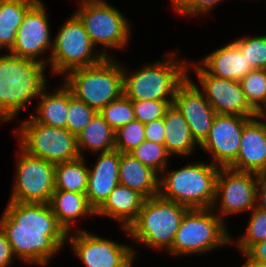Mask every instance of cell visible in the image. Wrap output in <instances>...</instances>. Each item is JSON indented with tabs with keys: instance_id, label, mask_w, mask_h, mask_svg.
<instances>
[{
	"instance_id": "obj_1",
	"label": "cell",
	"mask_w": 266,
	"mask_h": 267,
	"mask_svg": "<svg viewBox=\"0 0 266 267\" xmlns=\"http://www.w3.org/2000/svg\"><path fill=\"white\" fill-rule=\"evenodd\" d=\"M0 219L13 255L30 264L47 265L68 235L48 203L9 201Z\"/></svg>"
},
{
	"instance_id": "obj_2",
	"label": "cell",
	"mask_w": 266,
	"mask_h": 267,
	"mask_svg": "<svg viewBox=\"0 0 266 267\" xmlns=\"http://www.w3.org/2000/svg\"><path fill=\"white\" fill-rule=\"evenodd\" d=\"M47 65L12 54L0 56V121H10L46 87Z\"/></svg>"
},
{
	"instance_id": "obj_3",
	"label": "cell",
	"mask_w": 266,
	"mask_h": 267,
	"mask_svg": "<svg viewBox=\"0 0 266 267\" xmlns=\"http://www.w3.org/2000/svg\"><path fill=\"white\" fill-rule=\"evenodd\" d=\"M219 169L203 162L171 171L160 177L159 195L188 209L212 208Z\"/></svg>"
},
{
	"instance_id": "obj_4",
	"label": "cell",
	"mask_w": 266,
	"mask_h": 267,
	"mask_svg": "<svg viewBox=\"0 0 266 267\" xmlns=\"http://www.w3.org/2000/svg\"><path fill=\"white\" fill-rule=\"evenodd\" d=\"M64 84L73 96L99 112L120 98L123 90V67L111 57L101 62L69 71Z\"/></svg>"
},
{
	"instance_id": "obj_5",
	"label": "cell",
	"mask_w": 266,
	"mask_h": 267,
	"mask_svg": "<svg viewBox=\"0 0 266 267\" xmlns=\"http://www.w3.org/2000/svg\"><path fill=\"white\" fill-rule=\"evenodd\" d=\"M189 209L159 194L144 199L135 221L126 232L149 248L172 247L176 232Z\"/></svg>"
},
{
	"instance_id": "obj_6",
	"label": "cell",
	"mask_w": 266,
	"mask_h": 267,
	"mask_svg": "<svg viewBox=\"0 0 266 267\" xmlns=\"http://www.w3.org/2000/svg\"><path fill=\"white\" fill-rule=\"evenodd\" d=\"M169 56L132 74L123 68L124 95L130 100L174 101L176 89L188 77L189 68L185 62L175 60L176 52Z\"/></svg>"
},
{
	"instance_id": "obj_7",
	"label": "cell",
	"mask_w": 266,
	"mask_h": 267,
	"mask_svg": "<svg viewBox=\"0 0 266 267\" xmlns=\"http://www.w3.org/2000/svg\"><path fill=\"white\" fill-rule=\"evenodd\" d=\"M212 211L213 208L189 209L168 251L176 255L197 254L232 243L222 216Z\"/></svg>"
},
{
	"instance_id": "obj_8",
	"label": "cell",
	"mask_w": 266,
	"mask_h": 267,
	"mask_svg": "<svg viewBox=\"0 0 266 267\" xmlns=\"http://www.w3.org/2000/svg\"><path fill=\"white\" fill-rule=\"evenodd\" d=\"M53 41L48 60L56 74L63 75L74 69L92 66L105 58L102 53H93L95 46L75 14L63 23Z\"/></svg>"
},
{
	"instance_id": "obj_9",
	"label": "cell",
	"mask_w": 266,
	"mask_h": 267,
	"mask_svg": "<svg viewBox=\"0 0 266 267\" xmlns=\"http://www.w3.org/2000/svg\"><path fill=\"white\" fill-rule=\"evenodd\" d=\"M18 130L21 149L28 155L53 164L81 157L76 136L66 128L44 125L30 118Z\"/></svg>"
},
{
	"instance_id": "obj_10",
	"label": "cell",
	"mask_w": 266,
	"mask_h": 267,
	"mask_svg": "<svg viewBox=\"0 0 266 267\" xmlns=\"http://www.w3.org/2000/svg\"><path fill=\"white\" fill-rule=\"evenodd\" d=\"M81 4L75 15L83 24L93 45H103L105 50L101 53L105 57H109L105 52L107 48H125L130 37V25L122 13L107 4L106 0H93Z\"/></svg>"
},
{
	"instance_id": "obj_11",
	"label": "cell",
	"mask_w": 266,
	"mask_h": 267,
	"mask_svg": "<svg viewBox=\"0 0 266 267\" xmlns=\"http://www.w3.org/2000/svg\"><path fill=\"white\" fill-rule=\"evenodd\" d=\"M17 162V176L9 201L49 203L55 190V164L28 155L24 150Z\"/></svg>"
},
{
	"instance_id": "obj_12",
	"label": "cell",
	"mask_w": 266,
	"mask_h": 267,
	"mask_svg": "<svg viewBox=\"0 0 266 267\" xmlns=\"http://www.w3.org/2000/svg\"><path fill=\"white\" fill-rule=\"evenodd\" d=\"M259 175L230 168H220L216 179L215 200L220 199L219 213L222 215L253 210L256 207V191ZM220 197V198H219Z\"/></svg>"
},
{
	"instance_id": "obj_13",
	"label": "cell",
	"mask_w": 266,
	"mask_h": 267,
	"mask_svg": "<svg viewBox=\"0 0 266 267\" xmlns=\"http://www.w3.org/2000/svg\"><path fill=\"white\" fill-rule=\"evenodd\" d=\"M69 236L74 253L86 267H132L136 252L132 247L77 230Z\"/></svg>"
},
{
	"instance_id": "obj_14",
	"label": "cell",
	"mask_w": 266,
	"mask_h": 267,
	"mask_svg": "<svg viewBox=\"0 0 266 267\" xmlns=\"http://www.w3.org/2000/svg\"><path fill=\"white\" fill-rule=\"evenodd\" d=\"M200 80L203 95L216 114L254 118L257 113L247 103L240 81H232L210 75L202 65H193Z\"/></svg>"
},
{
	"instance_id": "obj_15",
	"label": "cell",
	"mask_w": 266,
	"mask_h": 267,
	"mask_svg": "<svg viewBox=\"0 0 266 267\" xmlns=\"http://www.w3.org/2000/svg\"><path fill=\"white\" fill-rule=\"evenodd\" d=\"M250 119L249 117L227 114L215 116L208 137L199 146L213 156V165L229 168L236 161L242 131Z\"/></svg>"
},
{
	"instance_id": "obj_16",
	"label": "cell",
	"mask_w": 266,
	"mask_h": 267,
	"mask_svg": "<svg viewBox=\"0 0 266 267\" xmlns=\"http://www.w3.org/2000/svg\"><path fill=\"white\" fill-rule=\"evenodd\" d=\"M49 28L45 7L40 0H37L27 10L22 24L17 29L15 44L10 54L49 64V60L36 59L50 47L52 49Z\"/></svg>"
},
{
	"instance_id": "obj_17",
	"label": "cell",
	"mask_w": 266,
	"mask_h": 267,
	"mask_svg": "<svg viewBox=\"0 0 266 267\" xmlns=\"http://www.w3.org/2000/svg\"><path fill=\"white\" fill-rule=\"evenodd\" d=\"M173 104L182 113L195 141L201 145L208 137L217 114L189 77L176 89Z\"/></svg>"
},
{
	"instance_id": "obj_18",
	"label": "cell",
	"mask_w": 266,
	"mask_h": 267,
	"mask_svg": "<svg viewBox=\"0 0 266 267\" xmlns=\"http://www.w3.org/2000/svg\"><path fill=\"white\" fill-rule=\"evenodd\" d=\"M258 118L261 115L251 118L244 125L238 156L230 169L266 174V121H258Z\"/></svg>"
},
{
	"instance_id": "obj_19",
	"label": "cell",
	"mask_w": 266,
	"mask_h": 267,
	"mask_svg": "<svg viewBox=\"0 0 266 267\" xmlns=\"http://www.w3.org/2000/svg\"><path fill=\"white\" fill-rule=\"evenodd\" d=\"M120 158L121 153L115 149L100 153L95 166L88 169L86 196L90 206L95 211L105 202L113 189L120 184Z\"/></svg>"
},
{
	"instance_id": "obj_20",
	"label": "cell",
	"mask_w": 266,
	"mask_h": 267,
	"mask_svg": "<svg viewBox=\"0 0 266 267\" xmlns=\"http://www.w3.org/2000/svg\"><path fill=\"white\" fill-rule=\"evenodd\" d=\"M199 64L203 65L210 75L232 81H240L254 70L234 42L211 52Z\"/></svg>"
},
{
	"instance_id": "obj_21",
	"label": "cell",
	"mask_w": 266,
	"mask_h": 267,
	"mask_svg": "<svg viewBox=\"0 0 266 267\" xmlns=\"http://www.w3.org/2000/svg\"><path fill=\"white\" fill-rule=\"evenodd\" d=\"M144 199L137 191L119 184L95 211V215L98 214L120 220L122 228L126 231L137 218Z\"/></svg>"
},
{
	"instance_id": "obj_22",
	"label": "cell",
	"mask_w": 266,
	"mask_h": 267,
	"mask_svg": "<svg viewBox=\"0 0 266 267\" xmlns=\"http://www.w3.org/2000/svg\"><path fill=\"white\" fill-rule=\"evenodd\" d=\"M158 173L130 153H121L119 183L137 191L145 199L159 194Z\"/></svg>"
},
{
	"instance_id": "obj_23",
	"label": "cell",
	"mask_w": 266,
	"mask_h": 267,
	"mask_svg": "<svg viewBox=\"0 0 266 267\" xmlns=\"http://www.w3.org/2000/svg\"><path fill=\"white\" fill-rule=\"evenodd\" d=\"M163 122L166 130L164 145L170 156H188L196 145L200 146L193 138L182 113L174 104L166 110Z\"/></svg>"
},
{
	"instance_id": "obj_24",
	"label": "cell",
	"mask_w": 266,
	"mask_h": 267,
	"mask_svg": "<svg viewBox=\"0 0 266 267\" xmlns=\"http://www.w3.org/2000/svg\"><path fill=\"white\" fill-rule=\"evenodd\" d=\"M58 223L69 233L71 225L76 218L84 215H95V210L90 206L86 194L54 191L48 203Z\"/></svg>"
},
{
	"instance_id": "obj_25",
	"label": "cell",
	"mask_w": 266,
	"mask_h": 267,
	"mask_svg": "<svg viewBox=\"0 0 266 267\" xmlns=\"http://www.w3.org/2000/svg\"><path fill=\"white\" fill-rule=\"evenodd\" d=\"M54 93H46L42 90L40 102L37 106V114L32 115V119L44 125L66 128V120L69 103V88L63 84L60 90L54 89Z\"/></svg>"
},
{
	"instance_id": "obj_26",
	"label": "cell",
	"mask_w": 266,
	"mask_h": 267,
	"mask_svg": "<svg viewBox=\"0 0 266 267\" xmlns=\"http://www.w3.org/2000/svg\"><path fill=\"white\" fill-rule=\"evenodd\" d=\"M116 131L104 120L103 116L97 112L82 132L76 137L78 150L83 157L82 148L94 151L95 153L109 152L115 149Z\"/></svg>"
},
{
	"instance_id": "obj_27",
	"label": "cell",
	"mask_w": 266,
	"mask_h": 267,
	"mask_svg": "<svg viewBox=\"0 0 266 267\" xmlns=\"http://www.w3.org/2000/svg\"><path fill=\"white\" fill-rule=\"evenodd\" d=\"M37 0H0V48L11 51L15 44L17 29L27 10Z\"/></svg>"
},
{
	"instance_id": "obj_28",
	"label": "cell",
	"mask_w": 266,
	"mask_h": 267,
	"mask_svg": "<svg viewBox=\"0 0 266 267\" xmlns=\"http://www.w3.org/2000/svg\"><path fill=\"white\" fill-rule=\"evenodd\" d=\"M84 157L55 164V190L86 194L88 167Z\"/></svg>"
},
{
	"instance_id": "obj_29",
	"label": "cell",
	"mask_w": 266,
	"mask_h": 267,
	"mask_svg": "<svg viewBox=\"0 0 266 267\" xmlns=\"http://www.w3.org/2000/svg\"><path fill=\"white\" fill-rule=\"evenodd\" d=\"M240 84L247 103L260 115L266 109V70H252L240 80Z\"/></svg>"
},
{
	"instance_id": "obj_30",
	"label": "cell",
	"mask_w": 266,
	"mask_h": 267,
	"mask_svg": "<svg viewBox=\"0 0 266 267\" xmlns=\"http://www.w3.org/2000/svg\"><path fill=\"white\" fill-rule=\"evenodd\" d=\"M130 154L155 172L165 173L169 157L165 145L145 140L135 147Z\"/></svg>"
},
{
	"instance_id": "obj_31",
	"label": "cell",
	"mask_w": 266,
	"mask_h": 267,
	"mask_svg": "<svg viewBox=\"0 0 266 267\" xmlns=\"http://www.w3.org/2000/svg\"><path fill=\"white\" fill-rule=\"evenodd\" d=\"M99 113L115 131L123 125L136 120L132 100L124 94L120 98L108 103Z\"/></svg>"
},
{
	"instance_id": "obj_32",
	"label": "cell",
	"mask_w": 266,
	"mask_h": 267,
	"mask_svg": "<svg viewBox=\"0 0 266 267\" xmlns=\"http://www.w3.org/2000/svg\"><path fill=\"white\" fill-rule=\"evenodd\" d=\"M97 111L83 101L76 99L69 89V103L66 120V129L76 137L85 126L90 123Z\"/></svg>"
},
{
	"instance_id": "obj_33",
	"label": "cell",
	"mask_w": 266,
	"mask_h": 267,
	"mask_svg": "<svg viewBox=\"0 0 266 267\" xmlns=\"http://www.w3.org/2000/svg\"><path fill=\"white\" fill-rule=\"evenodd\" d=\"M245 55L248 65L266 70V35L243 37L233 41Z\"/></svg>"
},
{
	"instance_id": "obj_34",
	"label": "cell",
	"mask_w": 266,
	"mask_h": 267,
	"mask_svg": "<svg viewBox=\"0 0 266 267\" xmlns=\"http://www.w3.org/2000/svg\"><path fill=\"white\" fill-rule=\"evenodd\" d=\"M115 133V150L120 153H130L145 141V125L138 120L123 125Z\"/></svg>"
},
{
	"instance_id": "obj_35",
	"label": "cell",
	"mask_w": 266,
	"mask_h": 267,
	"mask_svg": "<svg viewBox=\"0 0 266 267\" xmlns=\"http://www.w3.org/2000/svg\"><path fill=\"white\" fill-rule=\"evenodd\" d=\"M238 247L244 253L252 244L266 240V212L255 207L246 233L238 239Z\"/></svg>"
},
{
	"instance_id": "obj_36",
	"label": "cell",
	"mask_w": 266,
	"mask_h": 267,
	"mask_svg": "<svg viewBox=\"0 0 266 267\" xmlns=\"http://www.w3.org/2000/svg\"><path fill=\"white\" fill-rule=\"evenodd\" d=\"M171 104L173 101L132 100L136 120L143 124L163 118Z\"/></svg>"
},
{
	"instance_id": "obj_37",
	"label": "cell",
	"mask_w": 266,
	"mask_h": 267,
	"mask_svg": "<svg viewBox=\"0 0 266 267\" xmlns=\"http://www.w3.org/2000/svg\"><path fill=\"white\" fill-rule=\"evenodd\" d=\"M173 7L182 15H199L215 7L221 0H172Z\"/></svg>"
},
{
	"instance_id": "obj_38",
	"label": "cell",
	"mask_w": 266,
	"mask_h": 267,
	"mask_svg": "<svg viewBox=\"0 0 266 267\" xmlns=\"http://www.w3.org/2000/svg\"><path fill=\"white\" fill-rule=\"evenodd\" d=\"M145 125V140L164 145L165 126L163 118L148 122Z\"/></svg>"
},
{
	"instance_id": "obj_39",
	"label": "cell",
	"mask_w": 266,
	"mask_h": 267,
	"mask_svg": "<svg viewBox=\"0 0 266 267\" xmlns=\"http://www.w3.org/2000/svg\"><path fill=\"white\" fill-rule=\"evenodd\" d=\"M11 245L7 239L6 234L0 228V267H8L13 261Z\"/></svg>"
},
{
	"instance_id": "obj_40",
	"label": "cell",
	"mask_w": 266,
	"mask_h": 267,
	"mask_svg": "<svg viewBox=\"0 0 266 267\" xmlns=\"http://www.w3.org/2000/svg\"><path fill=\"white\" fill-rule=\"evenodd\" d=\"M244 254L247 261L266 262V240L252 244Z\"/></svg>"
},
{
	"instance_id": "obj_41",
	"label": "cell",
	"mask_w": 266,
	"mask_h": 267,
	"mask_svg": "<svg viewBox=\"0 0 266 267\" xmlns=\"http://www.w3.org/2000/svg\"><path fill=\"white\" fill-rule=\"evenodd\" d=\"M256 207L266 212V175H259L256 191Z\"/></svg>"
},
{
	"instance_id": "obj_42",
	"label": "cell",
	"mask_w": 266,
	"mask_h": 267,
	"mask_svg": "<svg viewBox=\"0 0 266 267\" xmlns=\"http://www.w3.org/2000/svg\"><path fill=\"white\" fill-rule=\"evenodd\" d=\"M244 267H266V262L246 261Z\"/></svg>"
},
{
	"instance_id": "obj_43",
	"label": "cell",
	"mask_w": 266,
	"mask_h": 267,
	"mask_svg": "<svg viewBox=\"0 0 266 267\" xmlns=\"http://www.w3.org/2000/svg\"><path fill=\"white\" fill-rule=\"evenodd\" d=\"M260 115H261V118H266V109Z\"/></svg>"
},
{
	"instance_id": "obj_44",
	"label": "cell",
	"mask_w": 266,
	"mask_h": 267,
	"mask_svg": "<svg viewBox=\"0 0 266 267\" xmlns=\"http://www.w3.org/2000/svg\"><path fill=\"white\" fill-rule=\"evenodd\" d=\"M88 1H93V0H82V1H80V3L88 2Z\"/></svg>"
}]
</instances>
